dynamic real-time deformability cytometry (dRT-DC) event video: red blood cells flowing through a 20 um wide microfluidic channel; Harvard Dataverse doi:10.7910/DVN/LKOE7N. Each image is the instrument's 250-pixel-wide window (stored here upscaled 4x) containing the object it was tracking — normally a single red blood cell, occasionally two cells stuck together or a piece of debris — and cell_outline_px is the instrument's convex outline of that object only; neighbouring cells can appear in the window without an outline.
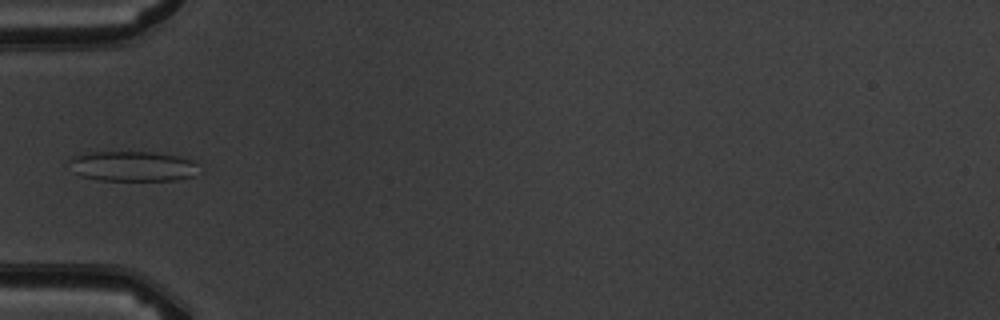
{"species": "common noctule bat (a hibernating species)", "species_latin": "Nyctalus noctula", "temperature_condition": "warm", "stored_images_in_passage": 5, "camera_frame_rate_fps": 3000, "um_per_image_px": 0.085, "animal": {"sex": "male", "body_mass_g": 19.5, "forearm_length_mm": 54.6}, "frame": {"image": 1, "passage_image": 5, "time_ms": 5.333, "image_size_px": [1000, 320], "cell_outline_px": [[196, 164], [192, 176], [176, 180], [100, 180], [80, 176], [72, 172], [68, 160], [72, 156], [92, 152], [152, 152], [176, 156], [192, 160]], "centroid_in_image_um": [11.17, 14.13], "position_along_channel_um": 73.8, "area_um2": 22.54}}